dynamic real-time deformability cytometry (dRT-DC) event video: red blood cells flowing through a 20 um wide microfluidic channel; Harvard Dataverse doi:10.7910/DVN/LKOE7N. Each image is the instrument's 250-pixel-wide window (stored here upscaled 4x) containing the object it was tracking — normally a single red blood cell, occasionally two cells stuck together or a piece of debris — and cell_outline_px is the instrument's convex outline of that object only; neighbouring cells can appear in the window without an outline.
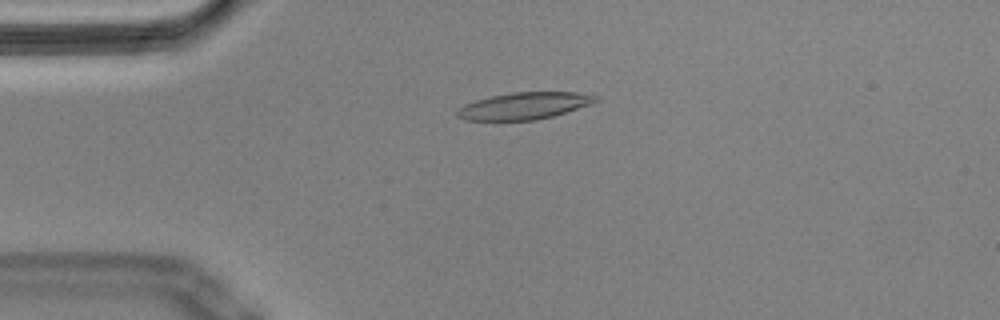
{"species": "Egyptian fruit bat (a non-hibernating species)", "species_latin": "Rousettus aegyptiacus", "temperature_condition": "cold", "stored_images_in_passage": 42, "camera_frame_rate_fps": 3000, "um_per_image_px": 0.085, "animal": {"sex": "male"}, "frame": {"image": 1, "passage_image": 13, "time_ms": 4.0, "image_size_px": [1000, 320], "cell_outline_px": [[600, 100], [552, 116], [536, 120], [464, 120], [456, 116], [456, 112], [464, 104], [476, 100], [492, 96], [512, 92], [576, 92], [600, 96]], "centroid_in_image_um": [44.54, 8.99], "position_along_channel_um": 40.5, "area_um2": 21.5}}
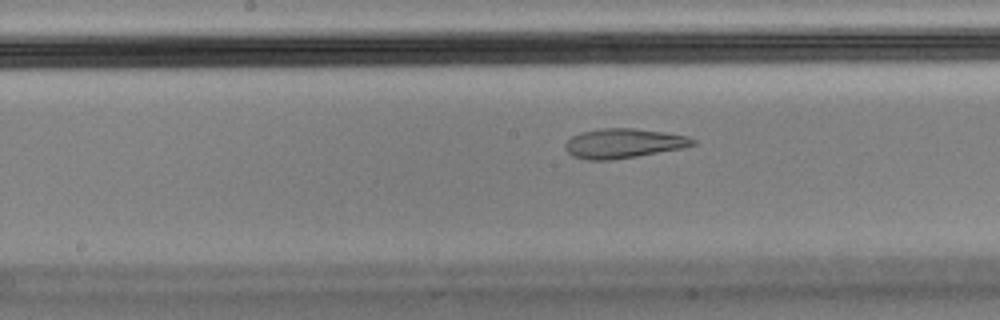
{"frame": {"image": 2, "passage_image": 28, "time_ms": 9.0, "image_size_px": [1000, 320], "cell_outline_px": [[696, 144], [684, 148], [612, 160], [588, 160], [572, 156], [564, 148], [564, 144], [572, 136], [580, 132], [600, 128], [632, 128], [664, 132], [688, 136], [696, 140]], "centroid_in_image_um": [52.98, 12.18], "position_along_channel_um": 195.2, "area_um2": 22.08}}
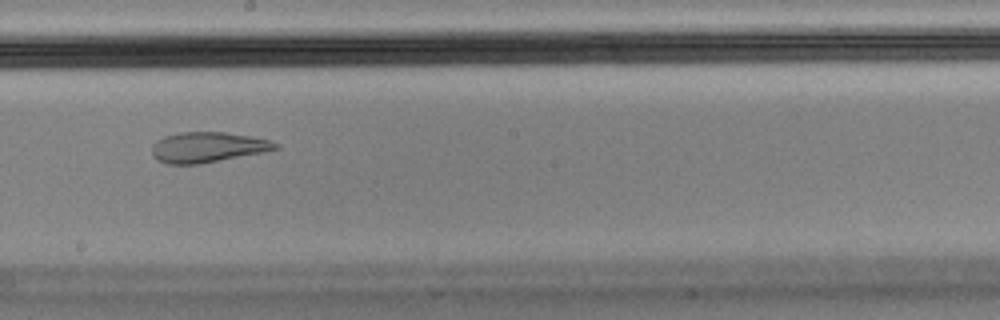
{"frame": {"image": 3, "passage_image": 31, "time_ms": 10.0, "image_size_px": [1000, 320], "cell_outline_px": [[280, 148], [264, 152], [200, 164], [168, 164], [156, 160], [152, 156], [152, 144], [156, 140], [164, 136], [180, 132], [224, 132], [248, 136], [268, 140], [280, 144]], "centroid_in_image_um": [17.61, 12.52], "position_along_channel_um": 230.6, "area_um2": 21.91}}